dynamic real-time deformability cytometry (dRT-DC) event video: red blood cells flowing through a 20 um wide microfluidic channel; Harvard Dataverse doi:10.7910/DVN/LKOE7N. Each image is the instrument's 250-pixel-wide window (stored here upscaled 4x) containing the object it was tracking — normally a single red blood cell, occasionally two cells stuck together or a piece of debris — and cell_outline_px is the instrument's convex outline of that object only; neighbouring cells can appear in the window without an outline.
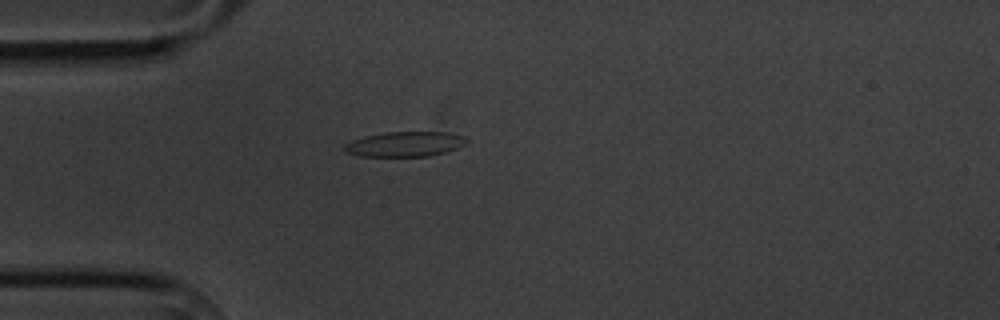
{"species": "common noctule bat (a hibernating species)", "species_latin": "Nyctalus noctula", "temperature_condition": "cold", "stored_images_in_passage": 1, "camera_frame_rate_fps": 3000, "um_per_image_px": 0.085, "animal": {"sex": "male", "body_mass_g": 20.1, "forearm_length_mm": 53.5}, "frame": {"image": 1, "passage_image": 1, "time_ms": 0.0, "image_size_px": [1000, 320], "cell_outline_px": [[468, 144], [460, 148], [428, 156], [360, 156], [344, 152], [344, 144], [352, 140], [364, 136], [384, 132], [448, 132], [464, 136], [468, 140]], "centroid_in_image_um": [34.44, 12.24], "position_along_channel_um": 50.6, "area_um2": 17.98}}